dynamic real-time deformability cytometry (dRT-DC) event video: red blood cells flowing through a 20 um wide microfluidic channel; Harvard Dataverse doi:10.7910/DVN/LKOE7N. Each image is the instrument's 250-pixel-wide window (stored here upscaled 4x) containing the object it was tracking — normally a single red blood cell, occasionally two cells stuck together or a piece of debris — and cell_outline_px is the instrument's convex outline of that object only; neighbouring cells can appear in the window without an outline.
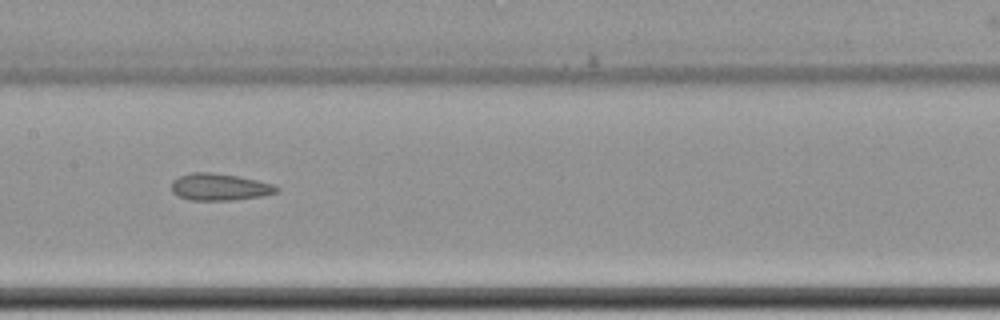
{"species": "common noctule bat (a hibernating species)", "species_latin": "Nyctalus noctula", "temperature_condition": "cold", "stored_images_in_passage": 15, "camera_frame_rate_fps": 3000, "um_per_image_px": 0.085, "animal": {"sex": "female", "body_mass_g": 22.7, "forearm_length_mm": 54.2}, "frame": {"image": 1, "passage_image": 9, "time_ms": 11.333, "image_size_px": [1000, 320], "cell_outline_px": [[280, 192], [260, 196], [232, 200], [192, 200], [180, 196], [172, 192], [172, 180], [180, 176], [192, 172], [212, 172], [236, 176], [256, 180], [272, 184], [280, 188]], "centroid_in_image_um": [18.67, 15.89], "position_along_channel_um": 188.7, "area_um2": 16.36}}
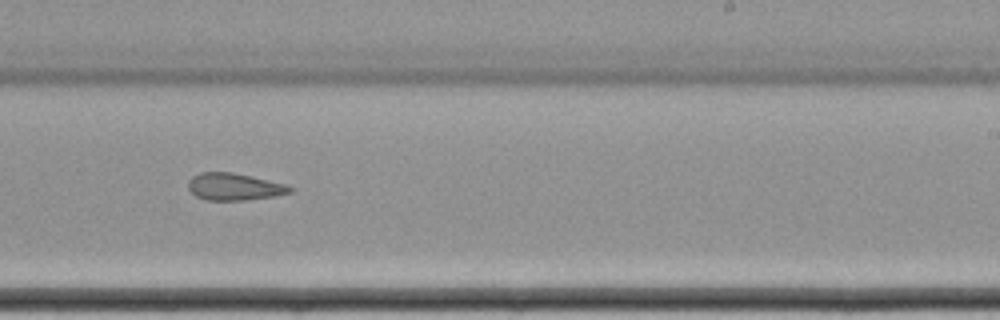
{"frame": {"image": 2, "passage_image": 11, "time_ms": 13.667, "image_size_px": [1000, 320], "cell_outline_px": [[292, 192], [272, 196], [248, 200], [208, 200], [196, 196], [188, 188], [188, 180], [192, 176], [200, 172], [232, 172], [288, 184], [292, 188]], "centroid_in_image_um": [19.9, 15.86], "position_along_channel_um": 269.1, "area_um2": 16.07}}
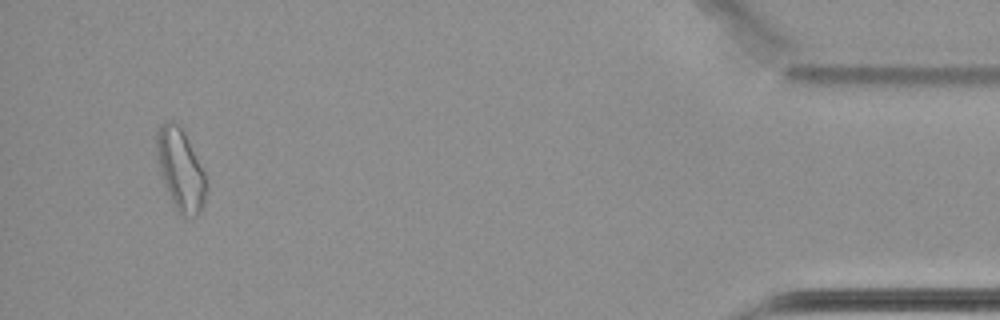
{"frame": {"image": 3, "passage_image": 15, "time_ms": 20.0, "image_size_px": [1000, 320], "cell_outline_px": [[208, 188], [204, 204], [200, 212], [196, 216], [184, 220], [180, 216], [168, 192], [160, 172], [156, 152], [156, 132], [160, 124], [164, 120], [172, 120], [180, 124], [204, 172], [208, 184]], "centroid_in_image_um": [15.35, 14.43], "position_along_channel_um": 419.8, "area_um2": 23.93}, "authors_computed_cell_mechanics": {"area_um2": 18.7272, "velocity_mm_per_s": 3.4625, "shape_relaxation_time_tau1_ms": null, "shape_relaxation_time_tau2_ms": 2.9068, "deformation_change_tau1": null, "deformation_change_tau2": 0.0601}}